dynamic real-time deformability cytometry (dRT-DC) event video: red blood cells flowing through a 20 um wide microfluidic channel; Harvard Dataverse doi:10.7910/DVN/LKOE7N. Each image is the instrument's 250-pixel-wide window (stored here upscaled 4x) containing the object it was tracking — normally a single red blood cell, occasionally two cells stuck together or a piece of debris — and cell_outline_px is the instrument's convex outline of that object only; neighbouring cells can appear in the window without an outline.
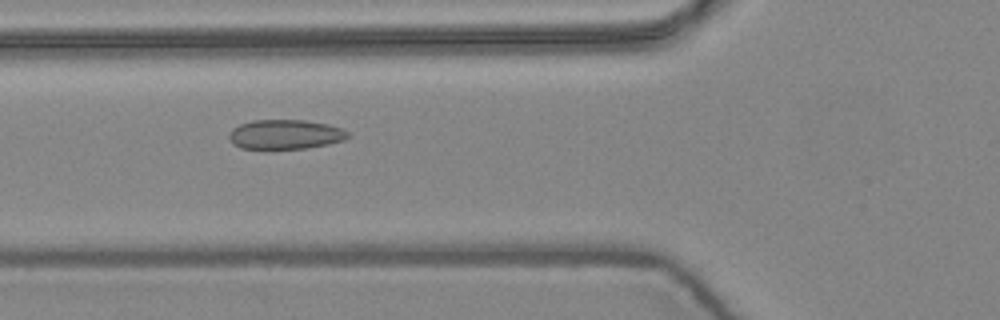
{"species": "common noctule bat (a hibernating species)", "species_latin": "Nyctalus noctula", "temperature_condition": "warm", "stored_images_in_passage": 11, "camera_frame_rate_fps": 3000, "um_per_image_px": 0.085, "animal": {"sex": "female", "body_mass_g": 24.6, "forearm_length_mm": 56.2}, "frame": {"image": 1, "passage_image": 2, "time_ms": 0.333, "image_size_px": [1000, 320], "cell_outline_px": [[348, 136], [344, 140], [328, 144], [304, 148], [240, 148], [232, 144], [228, 136], [228, 132], [232, 128], [240, 124], [252, 120], [304, 120], [328, 124], [340, 128], [348, 132]], "centroid_in_image_um": [24.2, 11.41], "position_along_channel_um": 101.6, "area_um2": 20.35}}
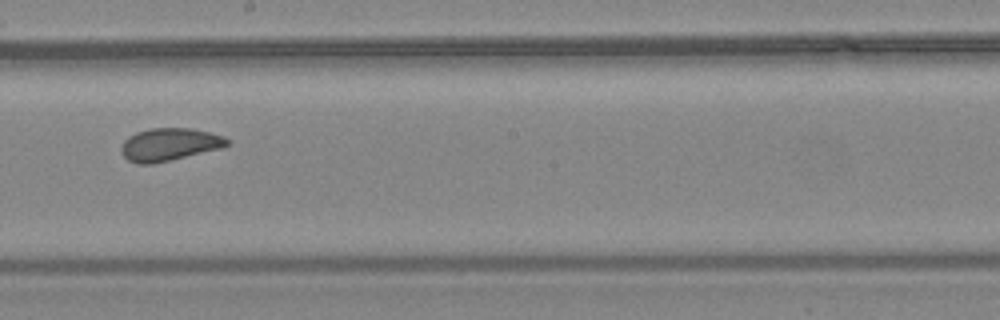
{"frame": {"image": 2, "passage_image": 5, "time_ms": 1.333, "image_size_px": [1000, 320], "cell_outline_px": [[228, 144], [220, 148], [152, 164], [136, 164], [128, 160], [120, 152], [120, 148], [124, 140], [128, 136], [136, 132], [152, 128], [192, 128], [224, 136], [228, 140]], "centroid_in_image_um": [14.34, 12.27], "position_along_channel_um": 233.9, "area_um2": 20.0}}
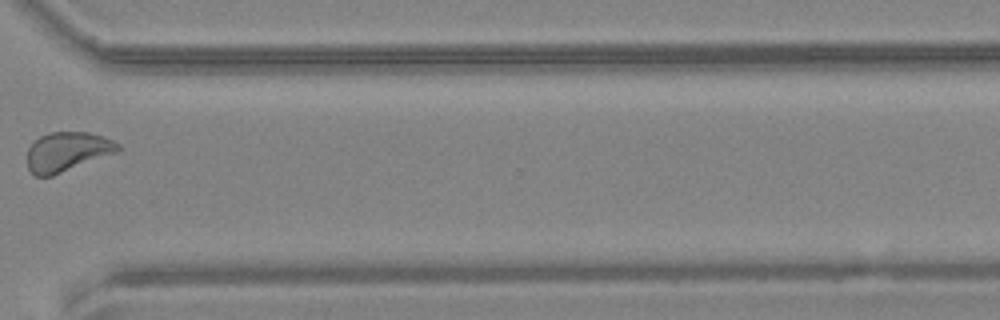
{"frame": {"image": 3, "passage_image": 8, "time_ms": 2.333, "image_size_px": [1000, 320], "cell_outline_px": [[120, 152], [52, 176], [36, 176], [28, 168], [28, 148], [40, 136], [48, 132], [88, 132], [104, 136], [120, 144]], "centroid_in_image_um": [5.76, 12.89], "position_along_channel_um": 364.8, "area_um2": 20.98}}